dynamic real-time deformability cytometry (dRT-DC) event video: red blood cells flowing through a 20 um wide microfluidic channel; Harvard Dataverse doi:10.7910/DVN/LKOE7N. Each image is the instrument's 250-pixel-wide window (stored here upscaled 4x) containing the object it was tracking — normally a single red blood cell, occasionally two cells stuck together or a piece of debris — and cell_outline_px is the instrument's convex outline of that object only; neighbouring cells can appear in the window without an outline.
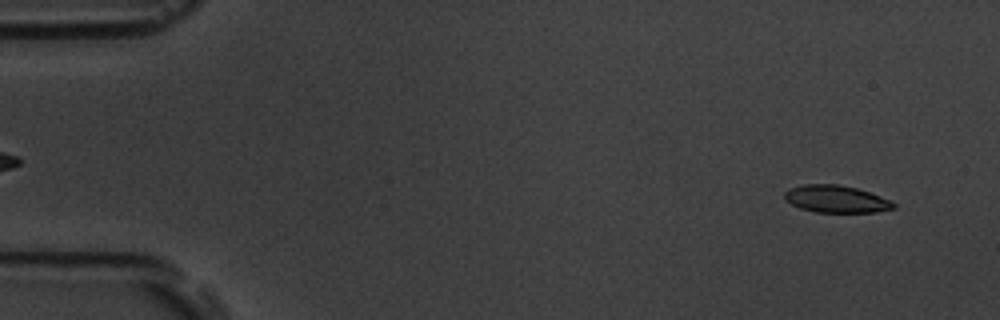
{"species": "common noctule bat (a hibernating species)", "species_latin": "Nyctalus noctula", "temperature_condition": "room temperature", "stored_images_in_passage": 55, "camera_frame_rate_fps": 3000, "um_per_image_px": 0.085, "animal": {"sex": "male", "body_mass_g": 19.5, "forearm_length_mm": 54.6}, "frame": {"image": 1, "passage_image": 3, "time_ms": 0.667, "image_size_px": [1000, 320], "cell_outline_px": [[896, 208], [876, 212], [816, 212], [800, 208], [784, 200], [784, 192], [788, 188], [804, 184], [836, 184], [856, 188], [880, 196], [896, 204]], "centroid_in_image_um": [71.03, 16.91], "position_along_channel_um": 14.0, "area_um2": 17.28}}
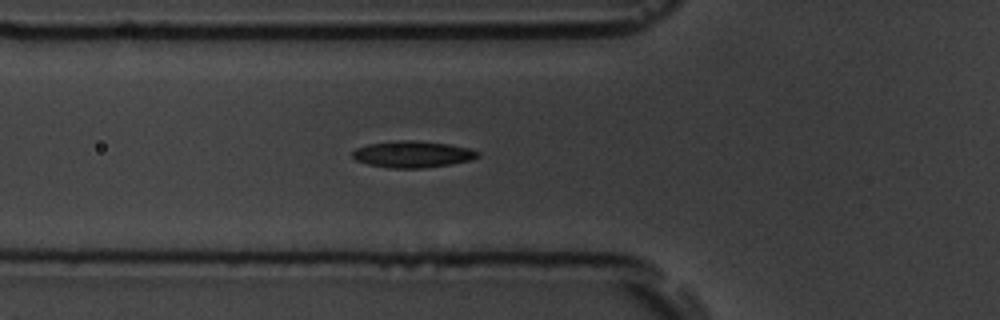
{"frame": {"image": 2, "passage_image": 19, "time_ms": 6.0, "image_size_px": [1000, 320], "cell_outline_px": [[480, 156], [468, 160], [452, 164], [424, 168], [388, 168], [368, 164], [356, 160], [352, 156], [352, 152], [356, 148], [368, 144], [392, 140], [412, 140], [448, 144], [468, 148], [480, 152]], "centroid_in_image_um": [35.04, 13.11], "position_along_channel_um": 90.8, "area_um2": 19.42}}
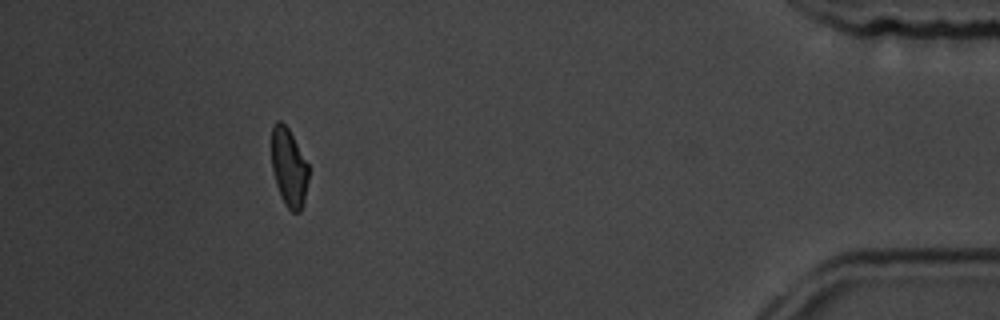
{"frame": {"image": 3, "passage_image": 50, "time_ms": 16.333, "image_size_px": [1000, 320], "cell_outline_px": [[308, 180], [304, 204], [300, 212], [292, 212], [284, 204], [280, 196], [276, 184], [272, 168], [272, 124], [276, 120], [280, 120], [288, 128], [308, 164]], "centroid_in_image_um": [24.55, 14.26], "position_along_channel_um": 410.6, "area_um2": 16.94}, "authors_computed_cell_mechanics": {"area_um2": 18.4382, "velocity_mm_per_s": 3.6605, "shape_relaxation_time_tau1_ms": 6.6109, "shape_relaxation_time_tau2_ms": 3.9982, "deformation_change_tau1": 0.1443, "deformation_change_tau2": 0.1028}}